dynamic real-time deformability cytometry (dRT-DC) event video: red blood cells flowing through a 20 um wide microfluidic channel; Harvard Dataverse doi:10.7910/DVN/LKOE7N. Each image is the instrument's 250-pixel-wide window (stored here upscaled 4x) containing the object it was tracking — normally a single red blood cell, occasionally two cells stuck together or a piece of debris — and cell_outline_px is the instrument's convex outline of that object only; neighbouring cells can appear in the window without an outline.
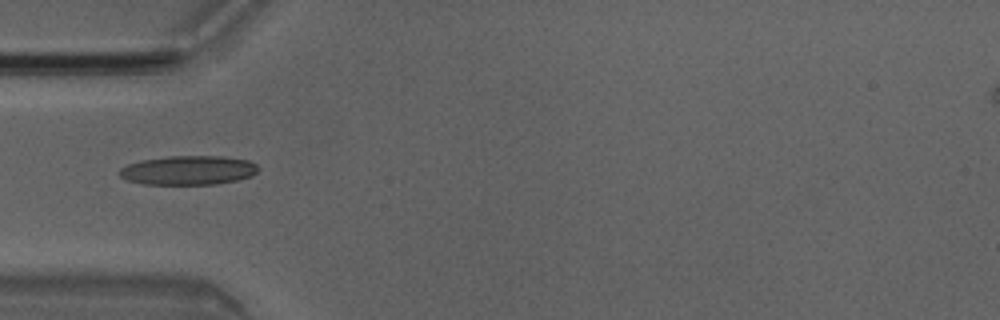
{"species": "Egyptian fruit bat (a non-hibernating species)", "species_latin": "Rousettus aegyptiacus", "temperature_condition": "room temperature", "stored_images_in_passage": 4, "camera_frame_rate_fps": 3000, "um_per_image_px": 0.085, "animal": {"sex": "male"}, "frame": {"image": 1, "passage_image": 3, "time_ms": 0.667, "image_size_px": [1000, 320], "cell_outline_px": [[260, 168], [252, 176], [236, 180], [216, 184], [144, 184], [128, 180], [120, 176], [116, 172], [120, 168], [128, 164], [140, 160], [168, 156], [224, 156], [248, 160], [256, 164]], "centroid_in_image_um": [16.0, 14.46], "position_along_channel_um": 69.0, "area_um2": 23.7}}